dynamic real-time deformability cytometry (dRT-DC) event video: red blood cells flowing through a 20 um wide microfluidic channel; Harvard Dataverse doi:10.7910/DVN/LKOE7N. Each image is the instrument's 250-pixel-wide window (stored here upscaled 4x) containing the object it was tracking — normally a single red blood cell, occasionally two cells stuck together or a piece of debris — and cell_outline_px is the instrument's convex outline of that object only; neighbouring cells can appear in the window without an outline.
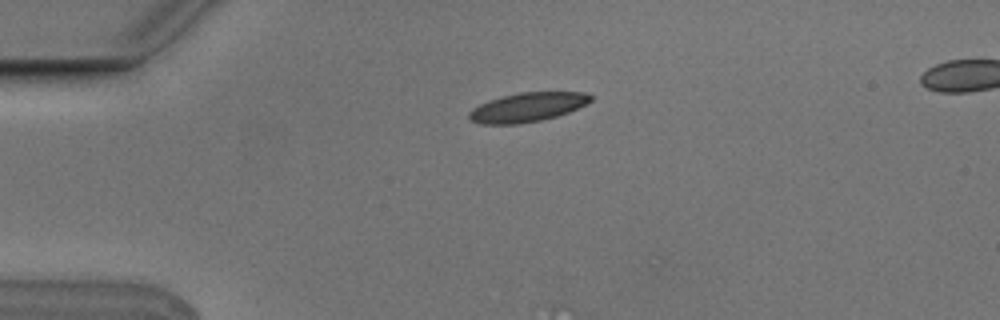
{"species": "Egyptian fruit bat (a non-hibernating species)", "species_latin": "Rousettus aegyptiacus", "temperature_condition": "cold", "stored_images_in_passage": 3, "camera_frame_rate_fps": 3000, "um_per_image_px": 0.085, "animal": {"sex": "male"}, "frame": {"image": 1, "passage_image": 1, "time_ms": 0.0, "image_size_px": [1000, 320], "cell_outline_px": [[596, 96], [592, 100], [568, 112], [556, 116], [540, 120], [516, 124], [480, 124], [468, 120], [468, 112], [472, 108], [488, 100], [520, 92], [584, 92]], "centroid_in_image_um": [44.8, 9.11], "position_along_channel_um": 40.2, "area_um2": 20.63}}